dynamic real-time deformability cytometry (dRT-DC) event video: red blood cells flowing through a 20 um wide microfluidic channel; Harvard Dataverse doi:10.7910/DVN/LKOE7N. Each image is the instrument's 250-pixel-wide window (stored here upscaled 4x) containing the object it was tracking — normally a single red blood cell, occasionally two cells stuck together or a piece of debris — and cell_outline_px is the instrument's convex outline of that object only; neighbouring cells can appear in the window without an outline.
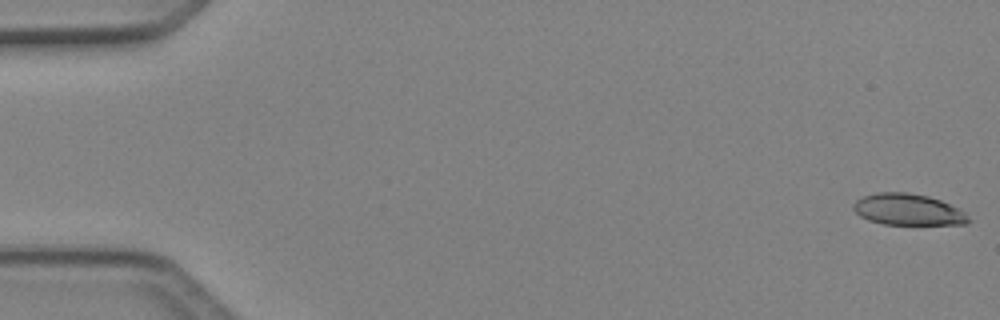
{"species": "Egyptian fruit bat (a non-hibernating species)", "species_latin": "Rousettus aegyptiacus", "temperature_condition": "cold", "stored_images_in_passage": 4, "camera_frame_rate_fps": 3000, "um_per_image_px": 0.085, "animal": {"sex": "female"}, "frame": {"image": 1, "passage_image": 1, "time_ms": 0.0, "image_size_px": [1000, 320], "cell_outline_px": [[968, 224], [884, 224], [868, 220], [860, 216], [852, 208], [852, 204], [856, 200], [864, 196], [876, 192], [908, 192], [928, 196], [940, 200], [964, 212], [968, 220]], "centroid_in_image_um": [77.11, 17.8], "position_along_channel_um": 7.9, "area_um2": 20.81}}